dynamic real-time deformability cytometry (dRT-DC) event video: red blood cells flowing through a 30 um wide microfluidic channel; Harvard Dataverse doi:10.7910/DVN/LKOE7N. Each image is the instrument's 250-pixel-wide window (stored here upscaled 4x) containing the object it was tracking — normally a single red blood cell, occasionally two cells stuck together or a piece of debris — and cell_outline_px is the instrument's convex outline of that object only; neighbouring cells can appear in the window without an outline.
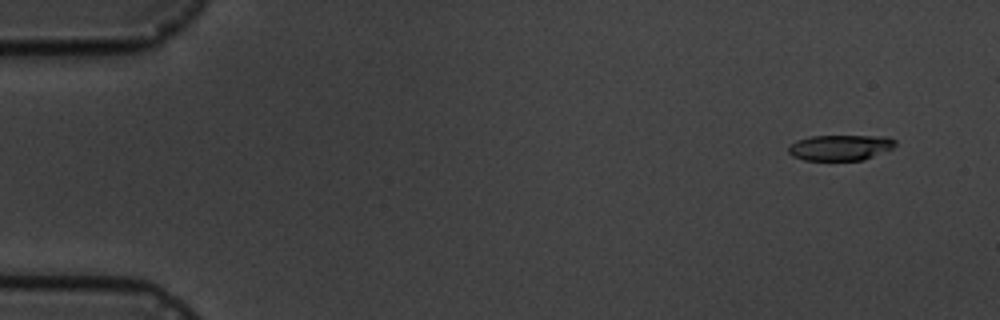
{"species": "common noctule bat (a hibernating species)", "species_latin": "Nyctalus noctula", "temperature_condition": "cold", "stored_images_in_passage": 7, "camera_frame_rate_fps": 3000, "um_per_image_px": 0.085, "animal": {"sex": "male", "body_mass_g": 19.5, "forearm_length_mm": 54.6}, "frame": {"image": 1, "passage_image": 2, "time_ms": 1.0, "image_size_px": [1000, 320], "cell_outline_px": [[896, 144], [892, 148], [864, 160], [804, 160], [792, 156], [788, 152], [788, 144], [796, 140], [812, 136], [888, 136], [896, 140]], "centroid_in_image_um": [71.4, 12.54], "position_along_channel_um": 13.6, "area_um2": 16.07}}
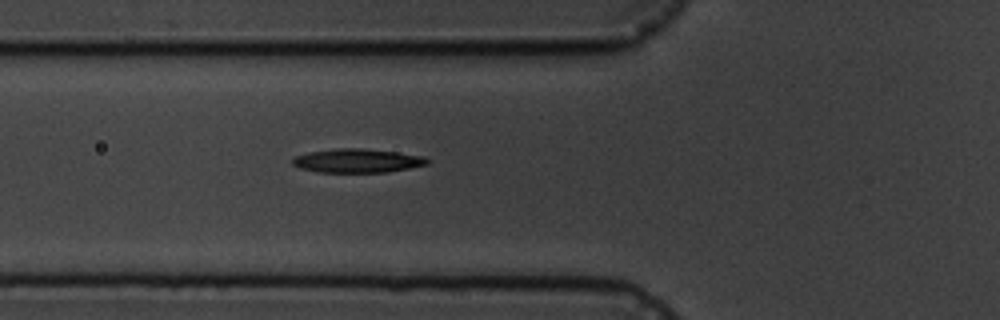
{"frame": {"image": 2, "passage_image": 7, "time_ms": 6.667, "image_size_px": [1000, 320], "cell_outline_px": [[428, 164], [388, 172], [316, 172], [300, 168], [292, 164], [292, 160], [296, 156], [308, 152], [336, 148], [364, 148], [396, 152], [424, 156], [428, 160]], "centroid_in_image_um": [30.35, 13.66], "position_along_channel_um": 95.4, "area_um2": 18.67}}